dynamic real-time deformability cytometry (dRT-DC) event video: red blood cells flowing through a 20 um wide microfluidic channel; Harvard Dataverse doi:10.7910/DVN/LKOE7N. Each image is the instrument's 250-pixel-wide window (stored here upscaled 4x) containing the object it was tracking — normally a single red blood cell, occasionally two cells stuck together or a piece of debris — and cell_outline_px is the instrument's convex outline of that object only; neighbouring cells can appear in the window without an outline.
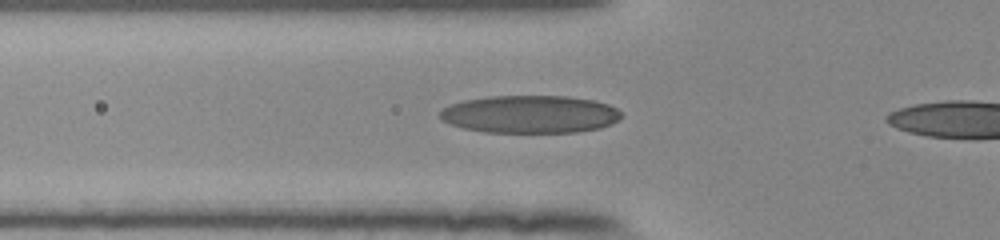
{"species": "human", "species_latin": "Homo sapiens", "temperature_condition": "room temperature", "stored_images_in_passage": 38, "camera_frame_rate_fps": 3000, "um_per_image_px": 0.085, "donor": {"sex": "female"}, "frame": {"image": 1, "passage_image": 11, "time_ms": 3.333, "image_size_px": [1000, 240], "cell_outline_px": [[624, 116], [620, 120], [612, 124], [600, 128], [576, 132], [484, 132], [464, 128], [448, 124], [440, 120], [440, 112], [444, 108], [452, 104], [464, 100], [488, 96], [568, 96], [596, 100], [608, 104], [616, 108]], "centroid_in_image_um": [45.08, 9.71], "position_along_channel_um": 80.7, "area_um2": 40.17}}
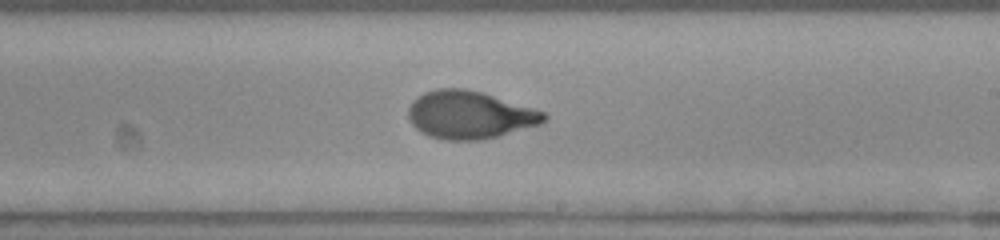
{"frame": {"image": 2, "passage_image": 24, "time_ms": 7.667, "image_size_px": [1000, 240], "cell_outline_px": [[548, 116], [540, 124], [496, 136], [480, 140], [444, 140], [428, 136], [420, 132], [408, 120], [408, 108], [412, 100], [416, 96], [424, 92], [436, 88], [464, 88], [484, 92], [544, 112]], "centroid_in_image_um": [39.85, 9.75], "position_along_channel_um": 249.1, "area_um2": 37.86}}
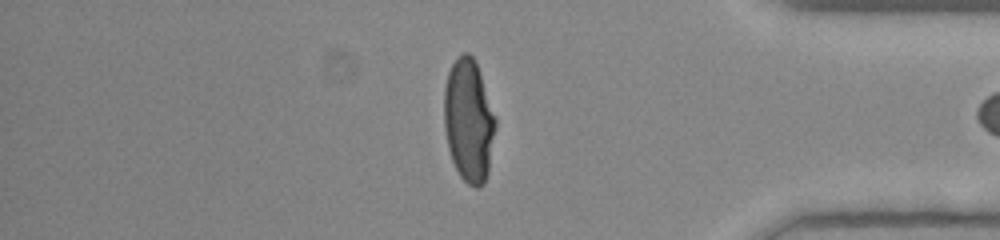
{"frame": {"image": 3, "passage_image": 37, "time_ms": 12.0, "image_size_px": [1000, 240], "cell_outline_px": [[496, 128], [488, 172], [484, 184], [476, 188], [468, 184], [460, 176], [452, 160], [448, 148], [444, 128], [444, 88], [448, 72], [452, 64], [464, 52], [468, 52], [476, 60], [496, 116]], "centroid_in_image_um": [39.85, 10.24], "position_along_channel_um": 395.3, "area_um2": 37.11}}